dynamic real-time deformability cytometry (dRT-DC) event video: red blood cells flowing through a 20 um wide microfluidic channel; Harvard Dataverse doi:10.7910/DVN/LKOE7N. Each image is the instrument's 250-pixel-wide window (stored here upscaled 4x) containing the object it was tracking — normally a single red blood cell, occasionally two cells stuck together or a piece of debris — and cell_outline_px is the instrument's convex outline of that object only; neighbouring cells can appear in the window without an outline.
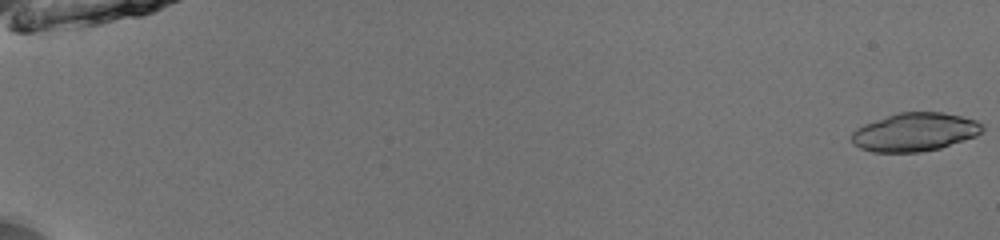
{"species": "common noctule bat (a hibernating species)", "species_latin": "Nyctalus noctula", "temperature_condition": "room temperature", "stored_images_in_passage": 53, "camera_frame_rate_fps": 3000, "um_per_image_px": 0.085, "animal": {"sex": "male", "body_mass_g": 13.0, "forearm_length_mm": 53.1}, "frame": {"image": 1, "passage_image": 1, "time_ms": 0.0, "image_size_px": [1000, 240], "cell_outline_px": [[984, 132], [976, 136], [940, 148], [920, 152], [872, 152], [860, 148], [852, 144], [852, 132], [856, 128], [864, 124], [900, 112], [944, 112], [976, 120], [984, 124]], "centroid_in_image_um": [77.78, 11.23], "position_along_channel_um": 7.2, "area_um2": 29.3}}